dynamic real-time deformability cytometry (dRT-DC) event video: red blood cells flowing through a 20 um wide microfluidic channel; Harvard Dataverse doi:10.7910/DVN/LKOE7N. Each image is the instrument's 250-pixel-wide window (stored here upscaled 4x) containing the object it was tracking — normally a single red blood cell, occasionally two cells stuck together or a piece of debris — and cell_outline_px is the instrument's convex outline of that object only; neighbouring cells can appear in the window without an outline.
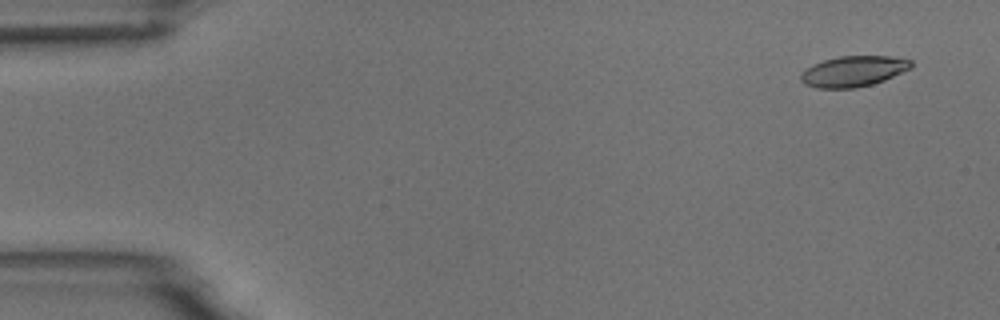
{"species": "common noctule bat (a hibernating species)", "species_latin": "Nyctalus noctula", "temperature_condition": "room temperature", "stored_images_in_passage": 4, "camera_frame_rate_fps": 3000, "um_per_image_px": 0.085, "animal": {"sex": "male", "body_mass_g": 18.8}, "frame": {"image": 1, "passage_image": 1, "time_ms": 0.0, "image_size_px": [1000, 320], "cell_outline_px": [[912, 68], [884, 80], [872, 84], [856, 88], [816, 88], [804, 84], [800, 80], [800, 72], [812, 64], [824, 60], [840, 56], [892, 56], [912, 60]], "centroid_in_image_um": [72.52, 6.06], "position_along_channel_um": 12.5, "area_um2": 19.88}}